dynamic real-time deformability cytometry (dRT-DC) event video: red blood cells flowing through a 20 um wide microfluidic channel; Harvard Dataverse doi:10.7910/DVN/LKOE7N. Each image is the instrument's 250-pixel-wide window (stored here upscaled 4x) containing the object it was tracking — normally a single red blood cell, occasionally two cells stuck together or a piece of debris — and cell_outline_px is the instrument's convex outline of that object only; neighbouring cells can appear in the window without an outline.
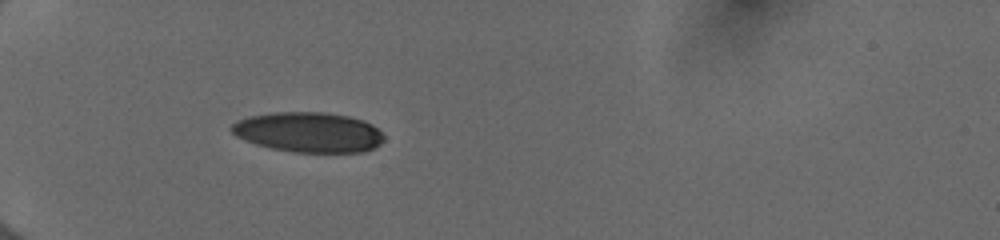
{"species": "human", "species_latin": "Homo sapiens", "temperature_condition": "cold", "stored_images_in_passage": 35, "camera_frame_rate_fps": 3000, "um_per_image_px": 0.085, "donor": {"sex": "female"}, "frame": {"image": 1, "passage_image": 1, "time_ms": 0.0, "image_size_px": [1000, 240], "cell_outline_px": [[384, 140], [380, 144], [364, 152], [292, 152], [272, 148], [256, 144], [244, 140], [236, 136], [228, 128], [236, 120], [248, 116], [272, 112], [324, 112], [348, 116], [364, 120], [372, 124], [384, 136]], "centroid_in_image_um": [26.2, 11.23], "position_along_channel_um": 58.8, "area_um2": 35.78}}
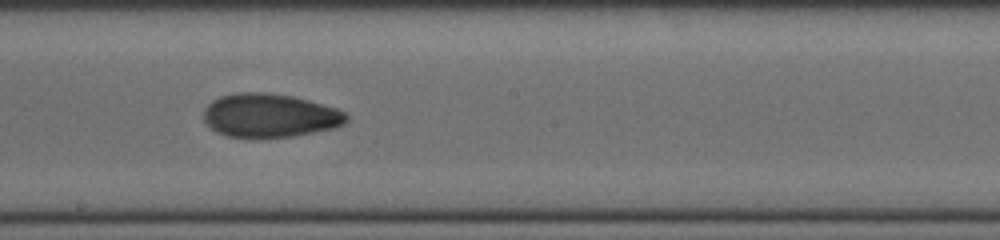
{"frame": {"image": 2, "passage_image": 15, "time_ms": 4.667, "image_size_px": [1000, 240], "cell_outline_px": [[348, 120], [344, 124], [332, 128], [292, 136], [228, 136], [216, 132], [204, 120], [204, 108], [212, 100], [220, 96], [236, 92], [264, 92], [292, 96], [308, 100], [336, 108], [344, 112], [348, 116]], "centroid_in_image_um": [22.91, 9.79], "position_along_channel_um": 225.3, "area_um2": 35.84}}
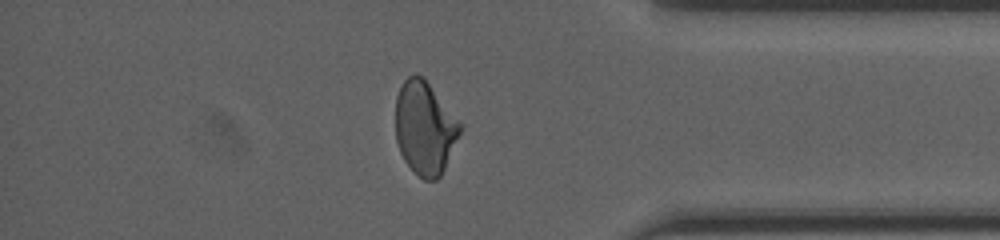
{"frame": {"image": 3, "passage_image": 29, "time_ms": 9.333, "image_size_px": [1000, 240], "cell_outline_px": [[464, 124], [444, 168], [440, 176], [436, 180], [424, 180], [404, 160], [400, 152], [396, 140], [396, 96], [404, 80], [408, 76], [416, 72], [424, 76]], "centroid_in_image_um": [36.12, 10.81], "position_along_channel_um": 399.1, "area_um2": 35.32}, "authors_computed_cell_mechanics": {"area_um2": 35.7782, "velocity_mm_per_s": 4.0103, "shape_relaxation_time_tau1_ms": 6.4267, "shape_relaxation_time_tau2_ms": 2.2346, "deformation_change_tau1": 0.1763, "deformation_change_tau2": 0.0727}}